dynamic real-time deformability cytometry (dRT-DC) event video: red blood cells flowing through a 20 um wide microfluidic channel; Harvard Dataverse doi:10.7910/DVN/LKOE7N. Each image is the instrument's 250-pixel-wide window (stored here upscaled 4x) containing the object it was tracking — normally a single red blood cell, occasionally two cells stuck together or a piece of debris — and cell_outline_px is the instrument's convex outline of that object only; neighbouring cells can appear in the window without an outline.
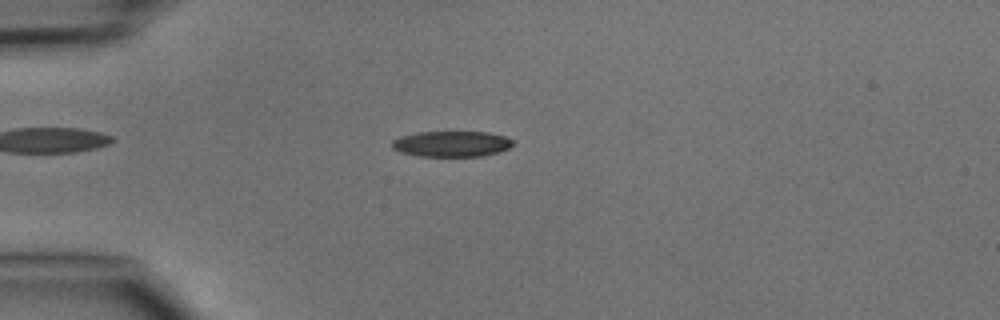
{"species": "common noctule bat (a hibernating species)", "species_latin": "Nyctalus noctula", "temperature_condition": "cold", "stored_images_in_passage": 1, "camera_frame_rate_fps": 3000, "um_per_image_px": 0.085, "animal": {"sex": "male", "body_mass_g": 15.6}, "frame": {"image": 1, "passage_image": 1, "time_ms": 0.0, "image_size_px": [1000, 320], "cell_outline_px": [[516, 144], [500, 152], [480, 156], [416, 156], [400, 152], [392, 148], [392, 140], [400, 136], [416, 132], [488, 132], [504, 136], [512, 140]], "centroid_in_image_um": [38.38, 12.23], "position_along_channel_um": 46.6, "area_um2": 18.26}}